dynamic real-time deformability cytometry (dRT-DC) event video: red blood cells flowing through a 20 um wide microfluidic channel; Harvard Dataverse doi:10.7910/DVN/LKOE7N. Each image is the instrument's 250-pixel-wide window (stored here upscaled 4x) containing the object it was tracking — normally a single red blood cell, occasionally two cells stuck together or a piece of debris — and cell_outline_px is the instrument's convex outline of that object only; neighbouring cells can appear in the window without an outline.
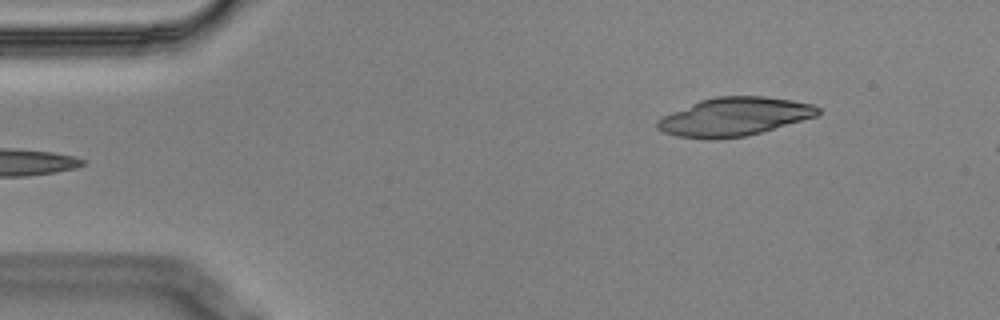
{"species": "Egyptian fruit bat (a non-hibernating species)", "species_latin": "Rousettus aegyptiacus", "temperature_condition": "cold", "stored_images_in_passage": 2, "camera_frame_rate_fps": 3000, "um_per_image_px": 0.085, "animal": {"sex": "male"}, "frame": {"image": 1, "passage_image": 2, "time_ms": 0.333, "image_size_px": [1000, 320], "cell_outline_px": [[820, 112], [816, 116], [760, 132], [744, 136], [720, 140], [704, 140], [676, 136], [664, 132], [656, 128], [656, 124], [664, 116], [700, 100], [716, 96], [760, 96], [792, 100], [812, 104], [820, 108]], "centroid_in_image_um": [62.4, 9.94], "position_along_channel_um": 22.6, "area_um2": 35.72}}